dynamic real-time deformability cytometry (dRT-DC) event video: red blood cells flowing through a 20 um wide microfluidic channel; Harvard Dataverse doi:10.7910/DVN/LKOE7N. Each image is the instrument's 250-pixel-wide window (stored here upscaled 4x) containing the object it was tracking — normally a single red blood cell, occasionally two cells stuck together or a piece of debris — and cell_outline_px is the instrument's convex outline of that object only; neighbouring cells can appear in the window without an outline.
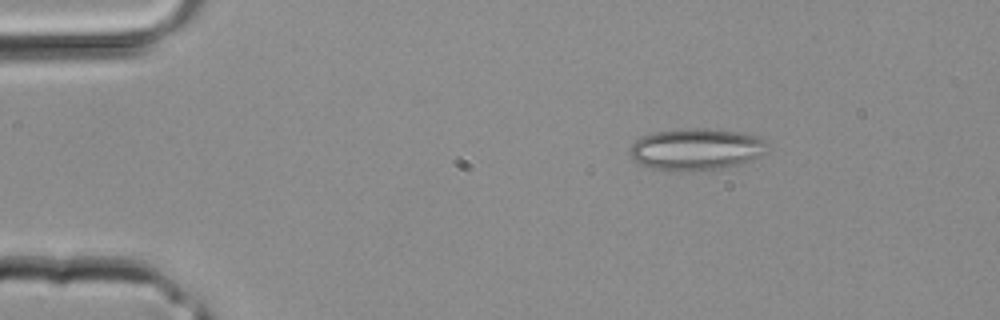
{"species": "common noctule bat (a hibernating species)", "species_latin": "Nyctalus noctula", "temperature_condition": "room temperature", "stored_images_in_passage": 2, "camera_frame_rate_fps": 3000, "um_per_image_px": 0.085, "animal": {"sex": "male", "body_mass_g": 20.4}, "frame": {"image": 1, "passage_image": 1, "time_ms": 0.0, "image_size_px": [1000, 320], "cell_outline_px": [[768, 144], [760, 156], [740, 164], [724, 168], [672, 172], [652, 168], [632, 160], [628, 152], [628, 148], [636, 140], [644, 136], [656, 132], [688, 128], [708, 128], [740, 132], [760, 136]], "centroid_in_image_um": [59.15, 12.69], "position_along_channel_um": 25.8, "area_um2": 33.64}}